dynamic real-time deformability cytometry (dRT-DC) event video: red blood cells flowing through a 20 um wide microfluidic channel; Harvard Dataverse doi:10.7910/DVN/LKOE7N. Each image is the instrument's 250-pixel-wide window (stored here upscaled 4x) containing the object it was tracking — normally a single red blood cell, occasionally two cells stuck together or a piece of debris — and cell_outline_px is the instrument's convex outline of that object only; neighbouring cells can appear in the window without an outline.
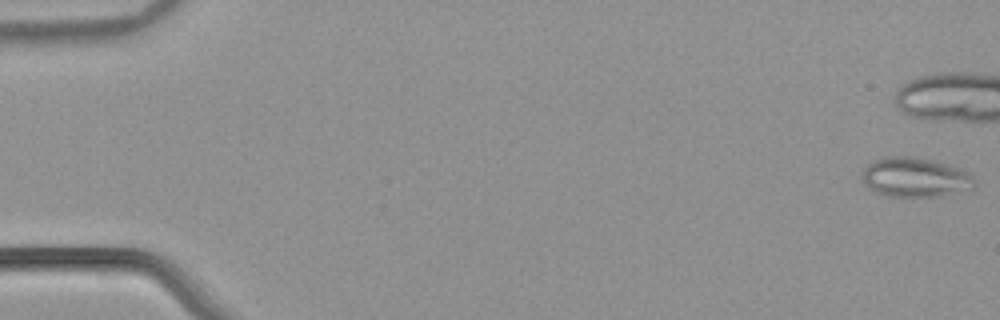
{"species": "common noctule bat (a hibernating species)", "species_latin": "Nyctalus noctula", "temperature_condition": "warm", "stored_images_in_passage": 12, "camera_frame_rate_fps": 3000, "um_per_image_px": 0.085, "animal": {"sex": "male", "body_mass_g": 21.5, "forearm_length_mm": 52.0}, "frame": {"image": 1, "passage_image": 1, "time_ms": 0.0, "image_size_px": [1000, 320], "cell_outline_px": [[972, 184], [968, 188], [940, 196], [888, 196], [876, 192], [864, 180], [864, 168], [868, 164], [876, 160], [892, 156], [912, 156], [960, 168], [968, 172], [972, 176]], "centroid_in_image_um": [77.76, 15.06], "position_along_channel_um": 7.2, "area_um2": 24.8}}